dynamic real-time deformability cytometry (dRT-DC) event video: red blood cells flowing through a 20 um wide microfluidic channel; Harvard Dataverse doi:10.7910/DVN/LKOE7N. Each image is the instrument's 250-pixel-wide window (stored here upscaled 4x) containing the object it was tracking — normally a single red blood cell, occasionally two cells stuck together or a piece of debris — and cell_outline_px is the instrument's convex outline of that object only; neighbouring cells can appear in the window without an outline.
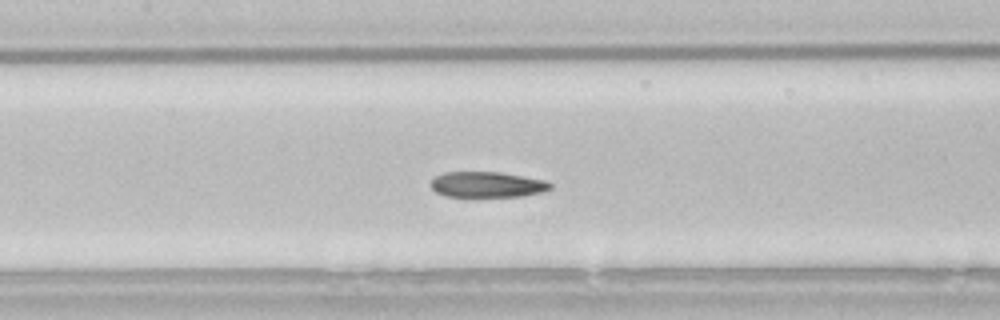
{"species": "common noctule bat (a hibernating species)", "species_latin": "Nyctalus noctula", "temperature_condition": "room temperature", "stored_images_in_passage": 51, "camera_frame_rate_fps": 3000, "um_per_image_px": 0.085, "animal": {"sex": "male", "body_mass_g": 21.5, "forearm_length_mm": 52.0}, "frame": {"image": 1, "passage_image": 22, "time_ms": 7.0, "image_size_px": [1000, 320], "cell_outline_px": [[552, 188], [544, 192], [524, 196], [448, 196], [436, 192], [432, 188], [432, 180], [436, 176], [444, 172], [500, 172], [544, 180], [552, 184]], "centroid_in_image_um": [41.45, 15.68], "position_along_channel_um": 166.0, "area_um2": 17.69}, "authors_computed_cell_mechanics": {"area_um2": 19.4786, "velocity_mm_per_s": 3.7945, "shape_relaxation_time_tau1_ms": 5.4043, "shape_relaxation_time_tau2_ms": 4.1714, "deformation_change_tau1": 0.1414, "deformation_change_tau2": 0.0641}}